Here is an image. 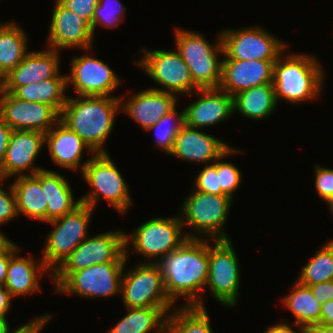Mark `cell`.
Returning <instances> with one entry per match:
<instances>
[{
	"mask_svg": "<svg viewBox=\"0 0 333 333\" xmlns=\"http://www.w3.org/2000/svg\"><path fill=\"white\" fill-rule=\"evenodd\" d=\"M156 264L163 277L168 298L186 299L182 306L205 308L202 292L208 279V239H186Z\"/></svg>",
	"mask_w": 333,
	"mask_h": 333,
	"instance_id": "cell-1",
	"label": "cell"
},
{
	"mask_svg": "<svg viewBox=\"0 0 333 333\" xmlns=\"http://www.w3.org/2000/svg\"><path fill=\"white\" fill-rule=\"evenodd\" d=\"M124 96L68 97L60 121L75 132L95 154L107 153L104 145L114 129Z\"/></svg>",
	"mask_w": 333,
	"mask_h": 333,
	"instance_id": "cell-2",
	"label": "cell"
},
{
	"mask_svg": "<svg viewBox=\"0 0 333 333\" xmlns=\"http://www.w3.org/2000/svg\"><path fill=\"white\" fill-rule=\"evenodd\" d=\"M284 51L273 66V87L277 103L299 104L320 98L325 74L315 55L285 54Z\"/></svg>",
	"mask_w": 333,
	"mask_h": 333,
	"instance_id": "cell-3",
	"label": "cell"
},
{
	"mask_svg": "<svg viewBox=\"0 0 333 333\" xmlns=\"http://www.w3.org/2000/svg\"><path fill=\"white\" fill-rule=\"evenodd\" d=\"M232 202L226 195L192 190L181 204L179 214L183 229L189 226L195 232L185 233L187 239L230 240L224 225L227 224Z\"/></svg>",
	"mask_w": 333,
	"mask_h": 333,
	"instance_id": "cell-4",
	"label": "cell"
},
{
	"mask_svg": "<svg viewBox=\"0 0 333 333\" xmlns=\"http://www.w3.org/2000/svg\"><path fill=\"white\" fill-rule=\"evenodd\" d=\"M175 46L189 67L194 84L198 88H218L221 82L224 56L221 33L211 44L196 31L175 28Z\"/></svg>",
	"mask_w": 333,
	"mask_h": 333,
	"instance_id": "cell-5",
	"label": "cell"
},
{
	"mask_svg": "<svg viewBox=\"0 0 333 333\" xmlns=\"http://www.w3.org/2000/svg\"><path fill=\"white\" fill-rule=\"evenodd\" d=\"M81 175L91 188L80 197L82 204L95 209L97 201L105 199L119 214L128 211L132 205L129 186L108 153L94 154Z\"/></svg>",
	"mask_w": 333,
	"mask_h": 333,
	"instance_id": "cell-6",
	"label": "cell"
},
{
	"mask_svg": "<svg viewBox=\"0 0 333 333\" xmlns=\"http://www.w3.org/2000/svg\"><path fill=\"white\" fill-rule=\"evenodd\" d=\"M124 234L122 229H117L88 236L52 272L54 291L75 271L95 264L127 262L129 254L125 253Z\"/></svg>",
	"mask_w": 333,
	"mask_h": 333,
	"instance_id": "cell-7",
	"label": "cell"
},
{
	"mask_svg": "<svg viewBox=\"0 0 333 333\" xmlns=\"http://www.w3.org/2000/svg\"><path fill=\"white\" fill-rule=\"evenodd\" d=\"M180 215L151 218L124 234L125 253L133 252L146 257L141 263H156L162 256L177 249L186 239ZM131 244V246H129Z\"/></svg>",
	"mask_w": 333,
	"mask_h": 333,
	"instance_id": "cell-8",
	"label": "cell"
},
{
	"mask_svg": "<svg viewBox=\"0 0 333 333\" xmlns=\"http://www.w3.org/2000/svg\"><path fill=\"white\" fill-rule=\"evenodd\" d=\"M94 209L81 204L74 211L47 222L53 228L45 237L41 259L53 272L88 237Z\"/></svg>",
	"mask_w": 333,
	"mask_h": 333,
	"instance_id": "cell-9",
	"label": "cell"
},
{
	"mask_svg": "<svg viewBox=\"0 0 333 333\" xmlns=\"http://www.w3.org/2000/svg\"><path fill=\"white\" fill-rule=\"evenodd\" d=\"M208 279L205 288L222 306L237 305L241 284L238 256L231 240L208 239Z\"/></svg>",
	"mask_w": 333,
	"mask_h": 333,
	"instance_id": "cell-10",
	"label": "cell"
},
{
	"mask_svg": "<svg viewBox=\"0 0 333 333\" xmlns=\"http://www.w3.org/2000/svg\"><path fill=\"white\" fill-rule=\"evenodd\" d=\"M142 50L140 60L135 64L142 67L143 71L152 81L162 87H150L155 90L169 92L180 96L183 94L192 95L199 88L194 84L189 67L184 62L181 54L168 50Z\"/></svg>",
	"mask_w": 333,
	"mask_h": 333,
	"instance_id": "cell-11",
	"label": "cell"
},
{
	"mask_svg": "<svg viewBox=\"0 0 333 333\" xmlns=\"http://www.w3.org/2000/svg\"><path fill=\"white\" fill-rule=\"evenodd\" d=\"M120 295L126 308L173 307L156 263H139L123 272Z\"/></svg>",
	"mask_w": 333,
	"mask_h": 333,
	"instance_id": "cell-12",
	"label": "cell"
},
{
	"mask_svg": "<svg viewBox=\"0 0 333 333\" xmlns=\"http://www.w3.org/2000/svg\"><path fill=\"white\" fill-rule=\"evenodd\" d=\"M223 59L277 60L288 45L261 26L222 30Z\"/></svg>",
	"mask_w": 333,
	"mask_h": 333,
	"instance_id": "cell-13",
	"label": "cell"
},
{
	"mask_svg": "<svg viewBox=\"0 0 333 333\" xmlns=\"http://www.w3.org/2000/svg\"><path fill=\"white\" fill-rule=\"evenodd\" d=\"M125 263L107 262L75 271L54 291V294L56 292L74 294L90 299L120 295Z\"/></svg>",
	"mask_w": 333,
	"mask_h": 333,
	"instance_id": "cell-14",
	"label": "cell"
},
{
	"mask_svg": "<svg viewBox=\"0 0 333 333\" xmlns=\"http://www.w3.org/2000/svg\"><path fill=\"white\" fill-rule=\"evenodd\" d=\"M120 81L105 62L88 54L72 58L70 73L66 74L67 89L72 85L81 96H116L111 94Z\"/></svg>",
	"mask_w": 333,
	"mask_h": 333,
	"instance_id": "cell-15",
	"label": "cell"
},
{
	"mask_svg": "<svg viewBox=\"0 0 333 333\" xmlns=\"http://www.w3.org/2000/svg\"><path fill=\"white\" fill-rule=\"evenodd\" d=\"M0 118L12 130L47 133L59 120L60 114L48 104L23 101L12 93L0 95Z\"/></svg>",
	"mask_w": 333,
	"mask_h": 333,
	"instance_id": "cell-16",
	"label": "cell"
},
{
	"mask_svg": "<svg viewBox=\"0 0 333 333\" xmlns=\"http://www.w3.org/2000/svg\"><path fill=\"white\" fill-rule=\"evenodd\" d=\"M94 38L91 25L86 20L55 0L45 43L47 48L61 51L74 47L91 53Z\"/></svg>",
	"mask_w": 333,
	"mask_h": 333,
	"instance_id": "cell-17",
	"label": "cell"
},
{
	"mask_svg": "<svg viewBox=\"0 0 333 333\" xmlns=\"http://www.w3.org/2000/svg\"><path fill=\"white\" fill-rule=\"evenodd\" d=\"M44 145L45 133L12 130L5 158L0 167L1 179L5 181L14 176L34 175L42 170L43 168L35 166V162Z\"/></svg>",
	"mask_w": 333,
	"mask_h": 333,
	"instance_id": "cell-18",
	"label": "cell"
},
{
	"mask_svg": "<svg viewBox=\"0 0 333 333\" xmlns=\"http://www.w3.org/2000/svg\"><path fill=\"white\" fill-rule=\"evenodd\" d=\"M194 93L200 97L183 109L186 126L195 129L215 126L234 113L233 97L223 89L199 88Z\"/></svg>",
	"mask_w": 333,
	"mask_h": 333,
	"instance_id": "cell-19",
	"label": "cell"
},
{
	"mask_svg": "<svg viewBox=\"0 0 333 333\" xmlns=\"http://www.w3.org/2000/svg\"><path fill=\"white\" fill-rule=\"evenodd\" d=\"M60 51L47 48L31 51L6 75L5 92L13 93L18 87L40 83L50 78H66L60 71ZM61 73V74H60Z\"/></svg>",
	"mask_w": 333,
	"mask_h": 333,
	"instance_id": "cell-20",
	"label": "cell"
},
{
	"mask_svg": "<svg viewBox=\"0 0 333 333\" xmlns=\"http://www.w3.org/2000/svg\"><path fill=\"white\" fill-rule=\"evenodd\" d=\"M276 60L222 59L220 89L230 96L254 86L273 83Z\"/></svg>",
	"mask_w": 333,
	"mask_h": 333,
	"instance_id": "cell-21",
	"label": "cell"
},
{
	"mask_svg": "<svg viewBox=\"0 0 333 333\" xmlns=\"http://www.w3.org/2000/svg\"><path fill=\"white\" fill-rule=\"evenodd\" d=\"M231 146L213 135L206 134L201 129L184 125L178 132L170 156L187 162L213 163Z\"/></svg>",
	"mask_w": 333,
	"mask_h": 333,
	"instance_id": "cell-22",
	"label": "cell"
},
{
	"mask_svg": "<svg viewBox=\"0 0 333 333\" xmlns=\"http://www.w3.org/2000/svg\"><path fill=\"white\" fill-rule=\"evenodd\" d=\"M45 143L54 164L71 171L80 169V173L90 160L86 159L82 164L84 151L92 153L91 155L95 154L83 139L60 120L45 133Z\"/></svg>",
	"mask_w": 333,
	"mask_h": 333,
	"instance_id": "cell-23",
	"label": "cell"
},
{
	"mask_svg": "<svg viewBox=\"0 0 333 333\" xmlns=\"http://www.w3.org/2000/svg\"><path fill=\"white\" fill-rule=\"evenodd\" d=\"M178 96L152 88L143 89L121 105V110L147 131L177 105Z\"/></svg>",
	"mask_w": 333,
	"mask_h": 333,
	"instance_id": "cell-24",
	"label": "cell"
},
{
	"mask_svg": "<svg viewBox=\"0 0 333 333\" xmlns=\"http://www.w3.org/2000/svg\"><path fill=\"white\" fill-rule=\"evenodd\" d=\"M20 251L21 248L19 247L9 259L7 277L4 284L13 298L31 295L37 290H41L38 281L46 272L52 277L51 270L44 264L42 259L37 262L32 255L28 257L19 256L18 253Z\"/></svg>",
	"mask_w": 333,
	"mask_h": 333,
	"instance_id": "cell-25",
	"label": "cell"
},
{
	"mask_svg": "<svg viewBox=\"0 0 333 333\" xmlns=\"http://www.w3.org/2000/svg\"><path fill=\"white\" fill-rule=\"evenodd\" d=\"M40 183L46 195V223L74 211L81 199H74L72 186L58 172L43 168L40 170Z\"/></svg>",
	"mask_w": 333,
	"mask_h": 333,
	"instance_id": "cell-26",
	"label": "cell"
},
{
	"mask_svg": "<svg viewBox=\"0 0 333 333\" xmlns=\"http://www.w3.org/2000/svg\"><path fill=\"white\" fill-rule=\"evenodd\" d=\"M11 184L18 215L46 223L47 200L40 183V170L34 175L16 176Z\"/></svg>",
	"mask_w": 333,
	"mask_h": 333,
	"instance_id": "cell-27",
	"label": "cell"
},
{
	"mask_svg": "<svg viewBox=\"0 0 333 333\" xmlns=\"http://www.w3.org/2000/svg\"><path fill=\"white\" fill-rule=\"evenodd\" d=\"M291 290L289 294L281 298V301L294 315L295 329H298L300 333H307L311 327L320 325L322 304L316 300L309 286L302 285L297 280Z\"/></svg>",
	"mask_w": 333,
	"mask_h": 333,
	"instance_id": "cell-28",
	"label": "cell"
},
{
	"mask_svg": "<svg viewBox=\"0 0 333 333\" xmlns=\"http://www.w3.org/2000/svg\"><path fill=\"white\" fill-rule=\"evenodd\" d=\"M172 307L126 308V315L108 333H166ZM153 332V333H154Z\"/></svg>",
	"mask_w": 333,
	"mask_h": 333,
	"instance_id": "cell-29",
	"label": "cell"
},
{
	"mask_svg": "<svg viewBox=\"0 0 333 333\" xmlns=\"http://www.w3.org/2000/svg\"><path fill=\"white\" fill-rule=\"evenodd\" d=\"M277 105L273 83L254 86L233 96L234 112L254 121L267 119Z\"/></svg>",
	"mask_w": 333,
	"mask_h": 333,
	"instance_id": "cell-30",
	"label": "cell"
},
{
	"mask_svg": "<svg viewBox=\"0 0 333 333\" xmlns=\"http://www.w3.org/2000/svg\"><path fill=\"white\" fill-rule=\"evenodd\" d=\"M66 78H50L18 87L12 94L20 100L52 106L59 114L66 103Z\"/></svg>",
	"mask_w": 333,
	"mask_h": 333,
	"instance_id": "cell-31",
	"label": "cell"
},
{
	"mask_svg": "<svg viewBox=\"0 0 333 333\" xmlns=\"http://www.w3.org/2000/svg\"><path fill=\"white\" fill-rule=\"evenodd\" d=\"M27 32L15 21L0 23V68L8 74L28 51Z\"/></svg>",
	"mask_w": 333,
	"mask_h": 333,
	"instance_id": "cell-32",
	"label": "cell"
},
{
	"mask_svg": "<svg viewBox=\"0 0 333 333\" xmlns=\"http://www.w3.org/2000/svg\"><path fill=\"white\" fill-rule=\"evenodd\" d=\"M207 308L179 306L167 318L166 333H213Z\"/></svg>",
	"mask_w": 333,
	"mask_h": 333,
	"instance_id": "cell-33",
	"label": "cell"
},
{
	"mask_svg": "<svg viewBox=\"0 0 333 333\" xmlns=\"http://www.w3.org/2000/svg\"><path fill=\"white\" fill-rule=\"evenodd\" d=\"M310 259L296 279L299 283L312 286L333 280V240L322 245Z\"/></svg>",
	"mask_w": 333,
	"mask_h": 333,
	"instance_id": "cell-34",
	"label": "cell"
},
{
	"mask_svg": "<svg viewBox=\"0 0 333 333\" xmlns=\"http://www.w3.org/2000/svg\"><path fill=\"white\" fill-rule=\"evenodd\" d=\"M178 113L175 107L147 130L155 132V147L166 152L165 154L171 152L178 132L185 125L184 110L179 115Z\"/></svg>",
	"mask_w": 333,
	"mask_h": 333,
	"instance_id": "cell-35",
	"label": "cell"
},
{
	"mask_svg": "<svg viewBox=\"0 0 333 333\" xmlns=\"http://www.w3.org/2000/svg\"><path fill=\"white\" fill-rule=\"evenodd\" d=\"M126 10V7L120 0H98L91 26L93 37L98 25L107 29H115L118 27L120 22L122 23L123 17L126 15Z\"/></svg>",
	"mask_w": 333,
	"mask_h": 333,
	"instance_id": "cell-36",
	"label": "cell"
},
{
	"mask_svg": "<svg viewBox=\"0 0 333 333\" xmlns=\"http://www.w3.org/2000/svg\"><path fill=\"white\" fill-rule=\"evenodd\" d=\"M237 153H240V151L230 147L223 155L217 158V175H219V185L222 188V195H226L232 200L234 198V192L241 184L242 173L234 163L224 162L223 159Z\"/></svg>",
	"mask_w": 333,
	"mask_h": 333,
	"instance_id": "cell-37",
	"label": "cell"
},
{
	"mask_svg": "<svg viewBox=\"0 0 333 333\" xmlns=\"http://www.w3.org/2000/svg\"><path fill=\"white\" fill-rule=\"evenodd\" d=\"M194 189L207 194L222 195L217 175V159L211 164H205L194 179Z\"/></svg>",
	"mask_w": 333,
	"mask_h": 333,
	"instance_id": "cell-38",
	"label": "cell"
},
{
	"mask_svg": "<svg viewBox=\"0 0 333 333\" xmlns=\"http://www.w3.org/2000/svg\"><path fill=\"white\" fill-rule=\"evenodd\" d=\"M4 180L0 181V185H4ZM9 190H4L0 186V225L7 224L14 218L18 217L16 196L12 184L8 188Z\"/></svg>",
	"mask_w": 333,
	"mask_h": 333,
	"instance_id": "cell-39",
	"label": "cell"
},
{
	"mask_svg": "<svg viewBox=\"0 0 333 333\" xmlns=\"http://www.w3.org/2000/svg\"><path fill=\"white\" fill-rule=\"evenodd\" d=\"M315 184L317 193L323 201L333 198V169L315 164Z\"/></svg>",
	"mask_w": 333,
	"mask_h": 333,
	"instance_id": "cell-40",
	"label": "cell"
},
{
	"mask_svg": "<svg viewBox=\"0 0 333 333\" xmlns=\"http://www.w3.org/2000/svg\"><path fill=\"white\" fill-rule=\"evenodd\" d=\"M66 9L86 20L91 26L98 0H57Z\"/></svg>",
	"mask_w": 333,
	"mask_h": 333,
	"instance_id": "cell-41",
	"label": "cell"
},
{
	"mask_svg": "<svg viewBox=\"0 0 333 333\" xmlns=\"http://www.w3.org/2000/svg\"><path fill=\"white\" fill-rule=\"evenodd\" d=\"M309 287L320 304L323 305L325 302L333 300V280L318 283Z\"/></svg>",
	"mask_w": 333,
	"mask_h": 333,
	"instance_id": "cell-42",
	"label": "cell"
},
{
	"mask_svg": "<svg viewBox=\"0 0 333 333\" xmlns=\"http://www.w3.org/2000/svg\"><path fill=\"white\" fill-rule=\"evenodd\" d=\"M14 242L0 254V285H4L7 277V268L10 257L19 249Z\"/></svg>",
	"mask_w": 333,
	"mask_h": 333,
	"instance_id": "cell-43",
	"label": "cell"
},
{
	"mask_svg": "<svg viewBox=\"0 0 333 333\" xmlns=\"http://www.w3.org/2000/svg\"><path fill=\"white\" fill-rule=\"evenodd\" d=\"M11 132L12 128L0 118V167L5 158Z\"/></svg>",
	"mask_w": 333,
	"mask_h": 333,
	"instance_id": "cell-44",
	"label": "cell"
},
{
	"mask_svg": "<svg viewBox=\"0 0 333 333\" xmlns=\"http://www.w3.org/2000/svg\"><path fill=\"white\" fill-rule=\"evenodd\" d=\"M12 296L4 285H0V317H6L11 308Z\"/></svg>",
	"mask_w": 333,
	"mask_h": 333,
	"instance_id": "cell-45",
	"label": "cell"
},
{
	"mask_svg": "<svg viewBox=\"0 0 333 333\" xmlns=\"http://www.w3.org/2000/svg\"><path fill=\"white\" fill-rule=\"evenodd\" d=\"M320 324L333 326V300H329L322 305Z\"/></svg>",
	"mask_w": 333,
	"mask_h": 333,
	"instance_id": "cell-46",
	"label": "cell"
},
{
	"mask_svg": "<svg viewBox=\"0 0 333 333\" xmlns=\"http://www.w3.org/2000/svg\"><path fill=\"white\" fill-rule=\"evenodd\" d=\"M264 333H297L289 323L282 320L279 323L269 326Z\"/></svg>",
	"mask_w": 333,
	"mask_h": 333,
	"instance_id": "cell-47",
	"label": "cell"
},
{
	"mask_svg": "<svg viewBox=\"0 0 333 333\" xmlns=\"http://www.w3.org/2000/svg\"><path fill=\"white\" fill-rule=\"evenodd\" d=\"M35 330H36V318L18 327L16 331L13 330L12 333H35Z\"/></svg>",
	"mask_w": 333,
	"mask_h": 333,
	"instance_id": "cell-48",
	"label": "cell"
},
{
	"mask_svg": "<svg viewBox=\"0 0 333 333\" xmlns=\"http://www.w3.org/2000/svg\"><path fill=\"white\" fill-rule=\"evenodd\" d=\"M45 314V315H44ZM42 316H37L36 317V330L35 333H40L41 330L44 328L46 323H49L50 318H52V313L49 315V313H44Z\"/></svg>",
	"mask_w": 333,
	"mask_h": 333,
	"instance_id": "cell-49",
	"label": "cell"
},
{
	"mask_svg": "<svg viewBox=\"0 0 333 333\" xmlns=\"http://www.w3.org/2000/svg\"><path fill=\"white\" fill-rule=\"evenodd\" d=\"M307 333H333V326L316 325L311 327Z\"/></svg>",
	"mask_w": 333,
	"mask_h": 333,
	"instance_id": "cell-50",
	"label": "cell"
},
{
	"mask_svg": "<svg viewBox=\"0 0 333 333\" xmlns=\"http://www.w3.org/2000/svg\"><path fill=\"white\" fill-rule=\"evenodd\" d=\"M13 241L8 239L5 234H2V231L0 230V254H2L11 244Z\"/></svg>",
	"mask_w": 333,
	"mask_h": 333,
	"instance_id": "cell-51",
	"label": "cell"
},
{
	"mask_svg": "<svg viewBox=\"0 0 333 333\" xmlns=\"http://www.w3.org/2000/svg\"><path fill=\"white\" fill-rule=\"evenodd\" d=\"M9 325L6 317H0V333H12Z\"/></svg>",
	"mask_w": 333,
	"mask_h": 333,
	"instance_id": "cell-52",
	"label": "cell"
},
{
	"mask_svg": "<svg viewBox=\"0 0 333 333\" xmlns=\"http://www.w3.org/2000/svg\"><path fill=\"white\" fill-rule=\"evenodd\" d=\"M6 73L0 68V95L5 92L6 89Z\"/></svg>",
	"mask_w": 333,
	"mask_h": 333,
	"instance_id": "cell-53",
	"label": "cell"
},
{
	"mask_svg": "<svg viewBox=\"0 0 333 333\" xmlns=\"http://www.w3.org/2000/svg\"><path fill=\"white\" fill-rule=\"evenodd\" d=\"M325 201L330 209L329 211L331 212V214L333 216V198H328Z\"/></svg>",
	"mask_w": 333,
	"mask_h": 333,
	"instance_id": "cell-54",
	"label": "cell"
}]
</instances>
